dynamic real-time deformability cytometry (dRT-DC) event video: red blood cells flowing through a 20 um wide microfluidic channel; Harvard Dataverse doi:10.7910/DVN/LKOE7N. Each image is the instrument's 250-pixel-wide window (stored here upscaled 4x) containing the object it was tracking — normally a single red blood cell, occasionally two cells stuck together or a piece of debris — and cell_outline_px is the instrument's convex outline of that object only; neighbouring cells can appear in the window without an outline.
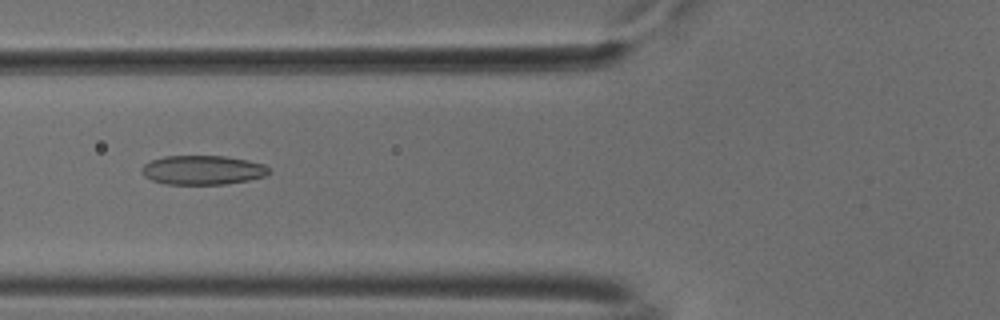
{"species": "common noctule bat (a hibernating species)", "species_latin": "Nyctalus noctula", "temperature_condition": "cold", "stored_images_in_passage": 39, "camera_frame_rate_fps": 3000, "um_per_image_px": 0.085, "animal": {"sex": "male", "body_mass_g": 18.8}, "frame": {"image": 1, "passage_image": 9, "time_ms": 2.667, "image_size_px": [1000, 320], "cell_outline_px": [[272, 172], [264, 176], [248, 180], [224, 184], [164, 184], [152, 180], [144, 176], [140, 172], [140, 168], [144, 164], [152, 160], [164, 156], [224, 156], [248, 160], [264, 164]], "centroid_in_image_um": [17.2, 14.45], "position_along_channel_um": 108.6, "area_um2": 21.73}}
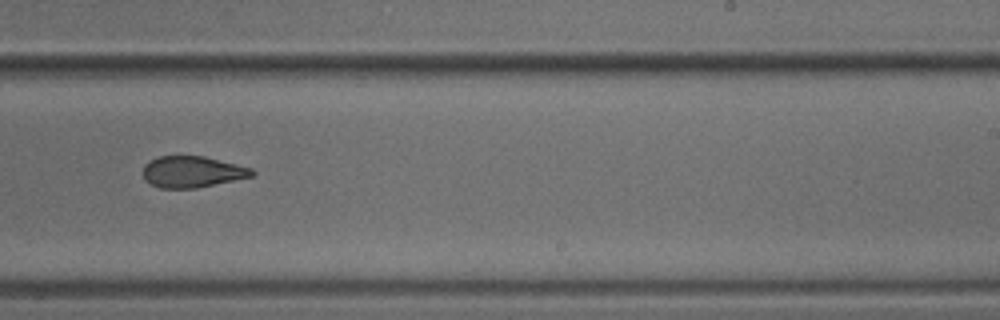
{"frame": {"image": 2, "passage_image": 22, "time_ms": 7.0, "image_size_px": [1000, 320], "cell_outline_px": [[256, 172], [252, 176], [196, 188], [160, 188], [148, 184], [144, 180], [144, 164], [148, 160], [160, 156], [204, 156], [252, 168]], "centroid_in_image_um": [16.3, 14.6], "position_along_channel_um": 272.7, "area_um2": 19.88}}
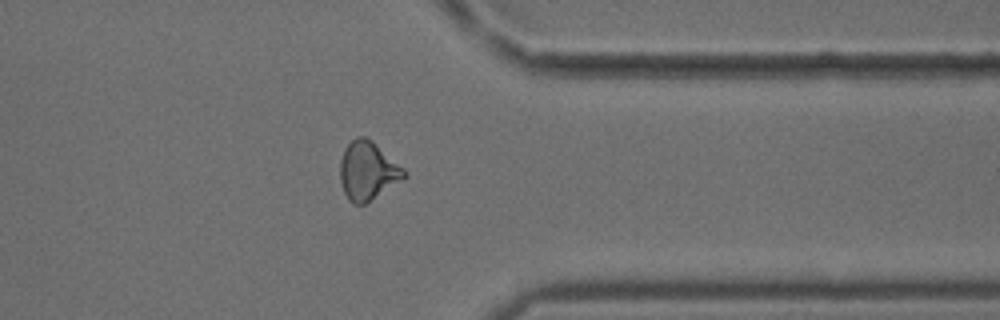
{"frame": {"image": 3, "passage_image": 31, "time_ms": 10.0, "image_size_px": [1000, 320], "cell_outline_px": [[408, 176], [364, 204], [352, 204], [348, 200], [344, 192], [340, 180], [340, 160], [344, 148], [356, 136], [364, 136], [372, 140], [404, 168], [408, 172]], "centroid_in_image_um": [31.26, 14.5], "position_along_channel_um": 380.1, "area_um2": 21.85}}